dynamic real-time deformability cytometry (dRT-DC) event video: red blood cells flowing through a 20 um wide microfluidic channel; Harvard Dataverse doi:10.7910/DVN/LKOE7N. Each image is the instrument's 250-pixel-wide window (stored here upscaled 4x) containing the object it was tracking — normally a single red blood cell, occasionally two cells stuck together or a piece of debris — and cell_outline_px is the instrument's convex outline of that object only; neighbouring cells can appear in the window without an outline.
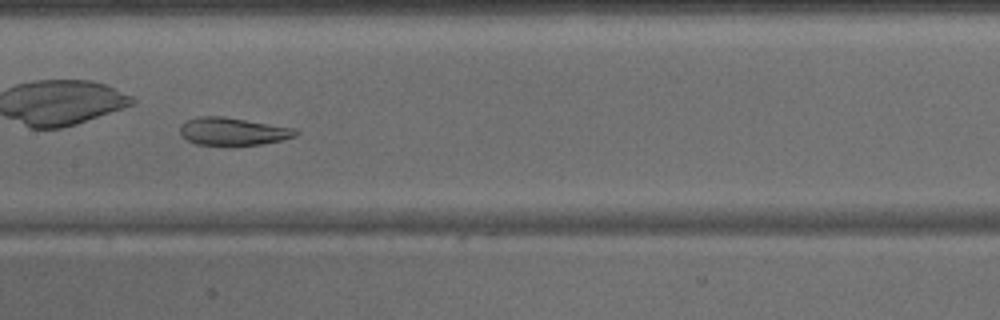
{"species": "common noctule bat (a hibernating species)", "species_latin": "Nyctalus noctula", "temperature_condition": "warm", "stored_images_in_passage": 34, "camera_frame_rate_fps": 3000, "um_per_image_px": 0.085, "animal": {"sex": "male", "body_mass_g": 15.6}, "frame": {"image": 1, "passage_image": 15, "time_ms": 4.667, "image_size_px": [1000, 320], "cell_outline_px": [[300, 132], [296, 136], [280, 140], [260, 144], [196, 144], [188, 140], [180, 132], [180, 124], [188, 120], [200, 116], [224, 116], [296, 128]], "centroid_in_image_um": [19.83, 11.14], "position_along_channel_um": 187.6, "area_um2": 18.38}}